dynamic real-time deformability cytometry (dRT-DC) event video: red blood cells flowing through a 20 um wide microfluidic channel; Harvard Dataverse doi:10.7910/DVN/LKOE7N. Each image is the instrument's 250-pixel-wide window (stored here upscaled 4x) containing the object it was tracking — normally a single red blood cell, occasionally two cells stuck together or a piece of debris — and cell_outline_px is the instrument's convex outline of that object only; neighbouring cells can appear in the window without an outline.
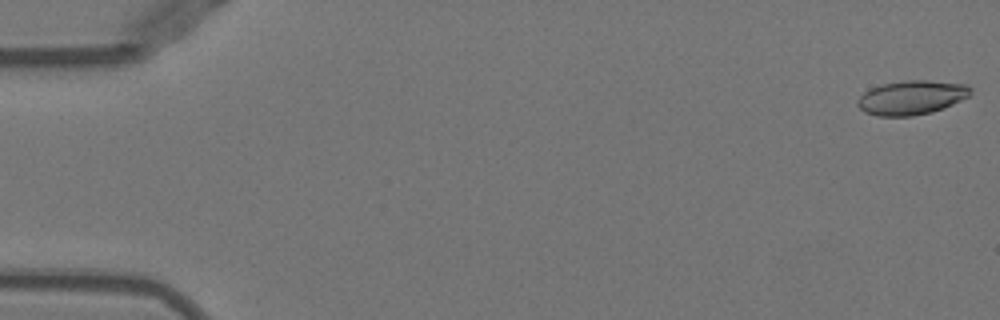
{"species": "Egyptian fruit bat (a non-hibernating species)", "species_latin": "Rousettus aegyptiacus", "temperature_condition": "warm", "stored_images_in_passage": 51, "camera_frame_rate_fps": 3000, "um_per_image_px": 0.085, "animal": {"sex": "female"}, "frame": {"image": 1, "passage_image": 1, "time_ms": 0.0, "image_size_px": [1000, 320], "cell_outline_px": [[972, 92], [968, 96], [952, 104], [932, 112], [912, 116], [876, 116], [864, 112], [856, 104], [856, 100], [864, 92], [872, 88], [884, 84], [908, 80], [928, 80], [968, 84], [972, 88]], "centroid_in_image_um": [77.48, 8.29], "position_along_channel_um": 7.5, "area_um2": 22.48}}
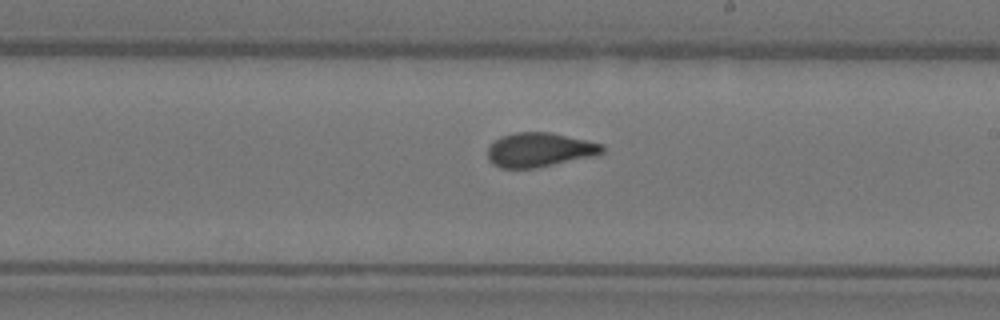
{"frame": {"image": 2, "passage_image": 30, "time_ms": 9.667, "image_size_px": [1000, 320], "cell_outline_px": [[604, 152], [596, 156], [536, 168], [500, 168], [492, 164], [488, 160], [488, 148], [500, 136], [516, 132], [548, 132], [604, 144]], "centroid_in_image_um": [45.87, 12.75], "position_along_channel_um": 243.1, "area_um2": 22.95}}
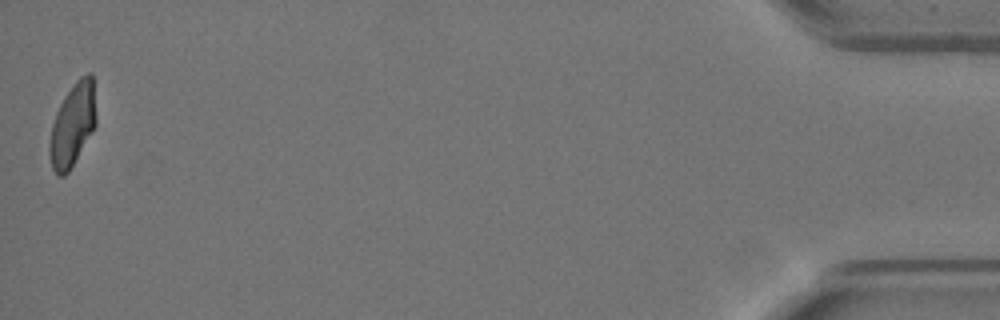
{"frame": {"image": 3, "passage_image": 51, "time_ms": 16.667, "image_size_px": [1000, 320], "cell_outline_px": [[96, 124], [68, 172], [64, 176], [56, 176], [52, 168], [48, 152], [48, 144], [52, 124], [56, 112], [64, 96], [76, 80], [80, 76], [88, 72], [92, 72], [96, 116]], "centroid_in_image_um": [6.15, 10.6], "position_along_channel_um": 429.1, "area_um2": 22.48}, "authors_computed_cell_mechanics": {"area_um2": 22.9466, "velocity_mm_per_s": 3.9873, "shape_relaxation_time_tau1_ms": 10.4463, "shape_relaxation_time_tau2_ms": 1.114, "deformation_change_tau1": 0.285, "deformation_change_tau2": 0.071}}